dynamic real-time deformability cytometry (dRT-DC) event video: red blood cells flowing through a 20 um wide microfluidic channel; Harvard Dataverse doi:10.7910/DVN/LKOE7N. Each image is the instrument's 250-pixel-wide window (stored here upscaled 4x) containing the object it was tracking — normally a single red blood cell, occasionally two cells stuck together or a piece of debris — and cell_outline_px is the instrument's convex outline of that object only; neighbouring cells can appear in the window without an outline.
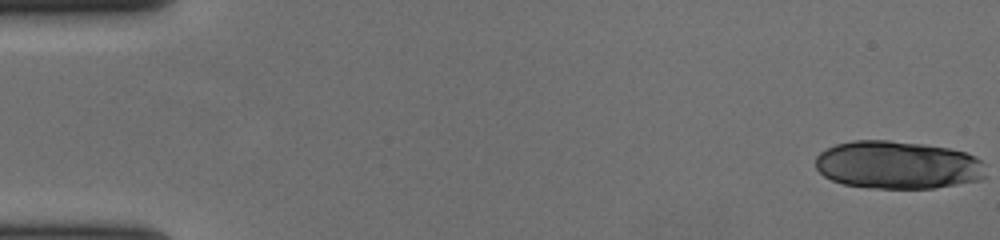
{"species": "human", "species_latin": "Homo sapiens", "temperature_condition": "cold", "stored_images_in_passage": 55, "segment_of_instrument_passage": [1, 2], "camera_frame_rate_fps": 3000, "um_per_image_px": 0.085, "donor": {"sex": "female"}, "frame": {"image": 1, "passage_image": 1, "time_ms": 0.0, "image_size_px": [1000, 240], "cell_outline_px": [[976, 160], [964, 180], [948, 184], [928, 188], [884, 188], [844, 184], [832, 180], [824, 176], [820, 172], [816, 164], [816, 160], [828, 148], [840, 144], [860, 140], [880, 140], [944, 148], [964, 152], [972, 156]], "centroid_in_image_um": [75.96, 14.0], "position_along_channel_um": 9.0, "area_um2": 43.64}}
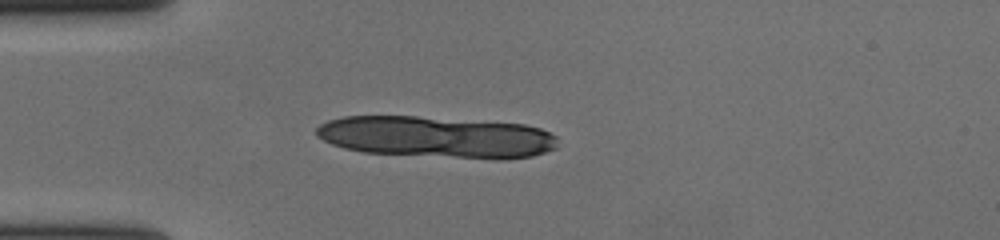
{"frame": {"image": 2, "passage_image": 16, "time_ms": 5.0, "image_size_px": [1000, 240], "cell_outline_px": [[552, 148], [528, 156], [464, 156], [368, 152], [348, 148], [324, 140], [316, 132], [316, 128], [332, 120], [348, 116], [412, 116], [520, 124], [540, 128], [548, 132], [552, 136]], "centroid_in_image_um": [36.98, 11.59], "position_along_channel_um": 48.0, "area_um2": 54.97}}